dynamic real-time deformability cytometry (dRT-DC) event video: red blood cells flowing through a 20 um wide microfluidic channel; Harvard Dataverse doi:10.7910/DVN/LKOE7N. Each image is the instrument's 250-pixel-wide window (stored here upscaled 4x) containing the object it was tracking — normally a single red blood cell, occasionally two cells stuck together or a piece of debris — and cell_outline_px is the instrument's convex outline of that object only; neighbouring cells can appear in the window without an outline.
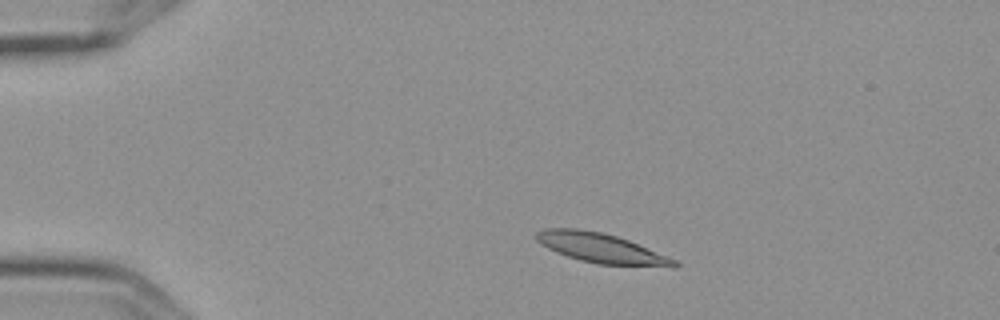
{"species": "Egyptian fruit bat (a non-hibernating species)", "species_latin": "Rousettus aegyptiacus", "temperature_condition": "cold", "stored_images_in_passage": 4, "camera_frame_rate_fps": 3000, "um_per_image_px": 0.085, "frame": {"image": 1, "passage_image": 2, "time_ms": 0.333, "image_size_px": [1000, 320], "cell_outline_px": [[680, 264], [676, 268], [672, 268], [596, 264], [580, 260], [556, 252], [540, 244], [536, 240], [536, 232], [544, 228], [576, 228], [600, 232], [616, 236], [628, 240], [668, 256], [676, 260]], "centroid_in_image_um": [51.14, 21.11], "position_along_channel_um": 33.9, "area_um2": 24.1}}
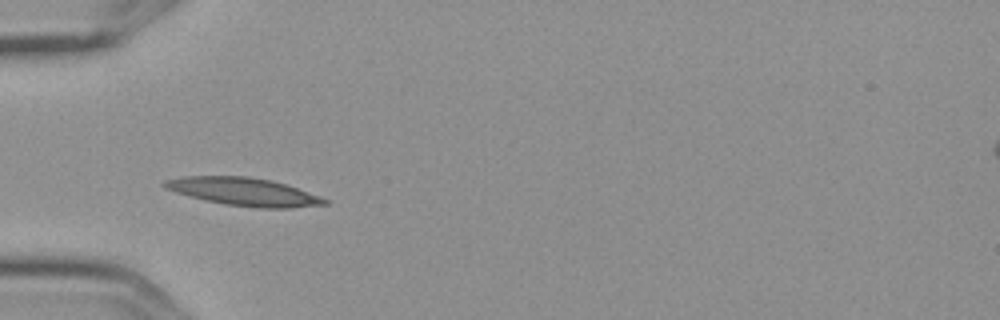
{"frame": {"image": 2, "passage_image": 4, "time_ms": 1.0, "image_size_px": [1000, 320], "cell_outline_px": [[328, 204], [292, 208], [260, 208], [224, 204], [204, 200], [188, 196], [164, 188], [160, 184], [164, 180], [184, 176], [248, 176], [268, 180], [284, 184], [320, 196], [328, 200]], "centroid_in_image_um": [20.67, 16.3], "position_along_channel_um": 64.3, "area_um2": 26.01}}